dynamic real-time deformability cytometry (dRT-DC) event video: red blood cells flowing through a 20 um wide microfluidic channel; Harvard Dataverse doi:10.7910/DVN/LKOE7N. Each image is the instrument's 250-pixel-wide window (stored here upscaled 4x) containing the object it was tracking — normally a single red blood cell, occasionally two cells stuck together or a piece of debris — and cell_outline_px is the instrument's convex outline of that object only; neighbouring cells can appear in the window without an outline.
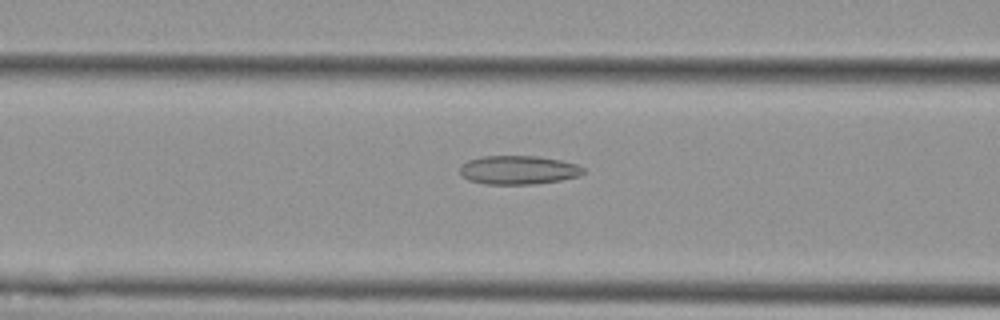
{"species": "Egyptian fruit bat (a non-hibernating species)", "species_latin": "Rousettus aegyptiacus", "temperature_condition": "cold", "stored_images_in_passage": 54, "camera_frame_rate_fps": 3000, "um_per_image_px": 0.085, "animal": {"sex": "female"}, "frame": {"image": 1, "passage_image": 22, "time_ms": 7.0, "image_size_px": [1000, 320], "cell_outline_px": [[584, 172], [580, 176], [560, 180], [536, 184], [484, 184], [468, 180], [460, 176], [460, 164], [468, 160], [484, 156], [540, 156], [560, 160], [576, 164], [584, 168]], "centroid_in_image_um": [44.03, 14.45], "position_along_channel_um": 122.6, "area_um2": 20.87}}
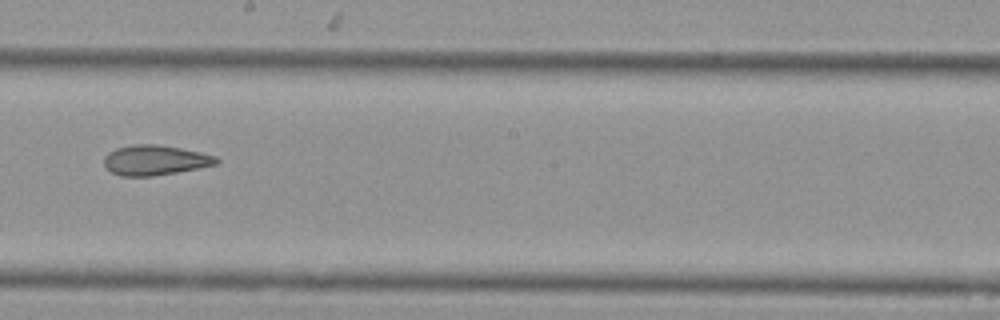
{"frame": {"image": 2, "passage_image": 31, "time_ms": 10.0, "image_size_px": [1000, 320], "cell_outline_px": [[220, 160], [216, 164], [176, 172], [152, 176], [120, 176], [104, 168], [104, 156], [108, 152], [116, 148], [136, 144], [160, 144], [200, 152], [216, 156]], "centroid_in_image_um": [13.14, 13.61], "position_along_channel_um": 235.1, "area_um2": 19.65}}
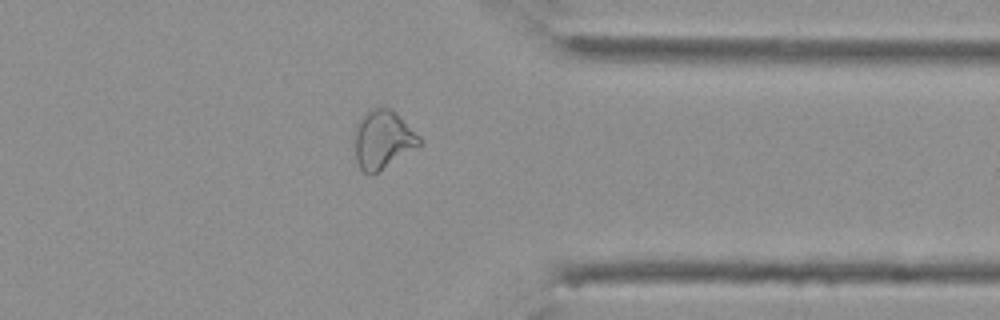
{"frame": {"image": 3, "passage_image": 43, "time_ms": 14.0, "image_size_px": [1000, 320], "cell_outline_px": [[420, 144], [372, 176], [368, 176], [360, 168], [356, 160], [352, 136], [360, 116], [364, 112], [372, 108], [392, 108], [420, 136]], "centroid_in_image_um": [32.47, 11.85], "position_along_channel_um": 378.9, "area_um2": 22.31}, "authors_computed_cell_mechanics": {"area_um2": 23.3512, "velocity_mm_per_s": 3.7596, "shape_relaxation_time_tau1_ms": null, "shape_relaxation_time_tau2_ms": 3.3715, "deformation_change_tau1": null, "deformation_change_tau2": 0.1057}}